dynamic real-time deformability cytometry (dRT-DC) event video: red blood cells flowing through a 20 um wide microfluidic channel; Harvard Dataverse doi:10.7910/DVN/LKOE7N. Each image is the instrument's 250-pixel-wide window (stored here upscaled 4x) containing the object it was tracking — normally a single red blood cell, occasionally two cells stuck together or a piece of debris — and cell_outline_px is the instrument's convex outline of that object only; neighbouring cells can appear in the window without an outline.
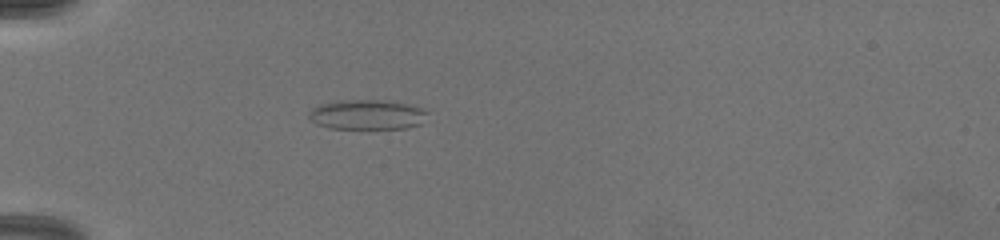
{"species": "common noctule bat (a hibernating species)", "species_latin": "Nyctalus noctula", "temperature_condition": "warm", "stored_images_in_passage": 31, "camera_frame_rate_fps": 3000, "um_per_image_px": 0.085, "animal": {"sex": "female", "body_mass_g": 19.5, "forearm_length_mm": 54.1}, "frame": {"image": 1, "passage_image": 2, "time_ms": 0.667, "image_size_px": [1000, 240], "cell_outline_px": [[428, 112], [420, 124], [408, 128], [328, 128], [316, 124], [308, 116], [308, 112], [312, 108], [320, 104], [340, 100], [388, 100], [408, 104], [420, 108]], "centroid_in_image_um": [31.17, 9.73], "position_along_channel_um": 53.8, "area_um2": 20.58}}
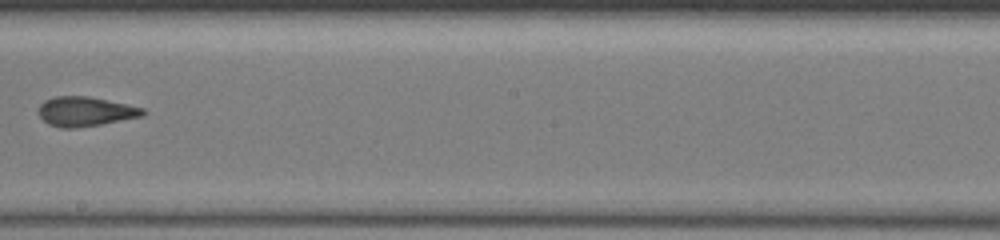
{"frame": {"image": 2, "passage_image": 14, "time_ms": 5.667, "image_size_px": [1000, 240], "cell_outline_px": [[148, 112], [144, 116], [100, 124], [76, 128], [60, 128], [48, 124], [40, 116], [40, 104], [44, 100], [52, 96], [88, 96], [144, 108]], "centroid_in_image_um": [7.27, 9.47], "position_along_channel_um": 240.9, "area_um2": 17.92}}
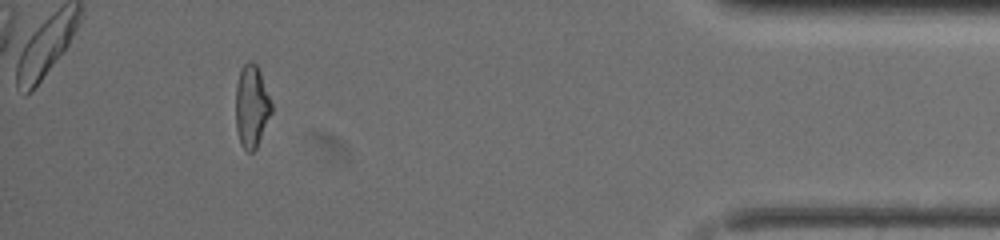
{"frame": {"image": 3, "passage_image": 28, "time_ms": 11.0, "image_size_px": [1000, 240], "cell_outline_px": [[272, 112], [256, 148], [252, 152], [248, 152], [240, 144], [236, 128], [236, 84], [240, 72], [244, 64], [248, 60], [252, 60], [256, 64], [260, 72], [272, 104]], "centroid_in_image_um": [21.38, 9.03], "position_along_channel_um": 413.8, "area_um2": 17.11}, "authors_computed_cell_mechanics": {"area_um2": 17.8602, "velocity_mm_per_s": 4.1511, "shape_relaxation_time_tau1_ms": null, "shape_relaxation_time_tau2_ms": 1.5513, "deformation_change_tau1": null, "deformation_change_tau2": 0.0951}}